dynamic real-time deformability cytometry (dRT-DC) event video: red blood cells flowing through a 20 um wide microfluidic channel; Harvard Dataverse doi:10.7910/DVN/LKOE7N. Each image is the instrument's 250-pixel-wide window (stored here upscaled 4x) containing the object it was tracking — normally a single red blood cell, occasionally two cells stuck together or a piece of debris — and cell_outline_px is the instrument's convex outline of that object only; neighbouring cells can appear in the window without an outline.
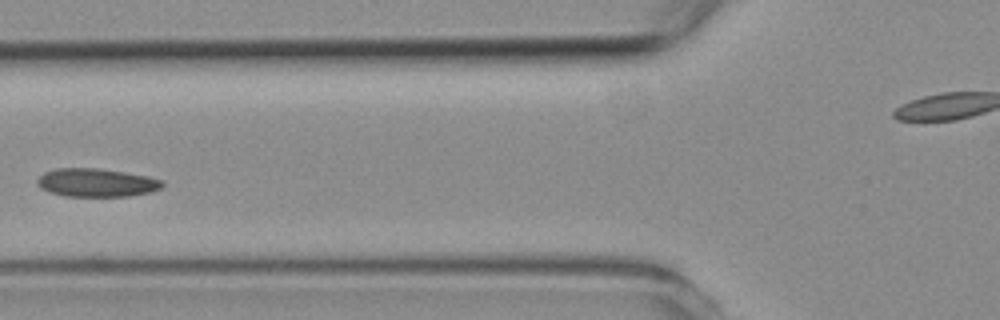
{"species": "common noctule bat (a hibernating species)", "species_latin": "Nyctalus noctula", "temperature_condition": "room temperature", "stored_images_in_passage": 6, "segment_of_instrument_passage": [1, 2], "camera_frame_rate_fps": 3000, "um_per_image_px": 0.085, "animal": {"sex": "female", "body_mass_g": 19.3, "forearm_length_mm": 54.1}, "frame": {"image": 1, "passage_image": 4, "time_ms": 3.667, "image_size_px": [1000, 320], "cell_outline_px": [[164, 184], [160, 188], [152, 192], [128, 196], [64, 196], [40, 188], [36, 184], [36, 180], [44, 172], [56, 168], [96, 168], [124, 172], [148, 176], [164, 180]], "centroid_in_image_um": [8.2, 15.52], "position_along_channel_um": 117.6, "area_um2": 20.69}}
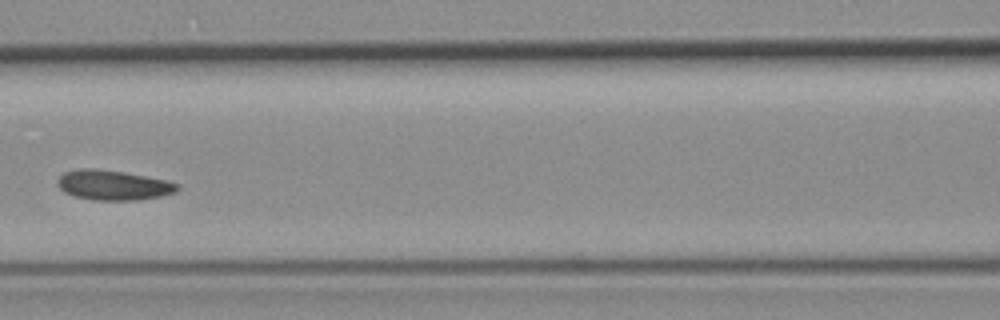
{"frame": {"image": 2, "passage_image": 5, "time_ms": 4.667, "image_size_px": [1000, 320], "cell_outline_px": [[180, 188], [176, 192], [160, 196], [140, 200], [92, 200], [72, 196], [64, 192], [56, 184], [56, 180], [64, 172], [80, 168], [96, 168], [124, 172], [164, 180], [176, 184]], "centroid_in_image_um": [9.56, 15.74], "position_along_channel_um": 157.0, "area_um2": 20.92}}